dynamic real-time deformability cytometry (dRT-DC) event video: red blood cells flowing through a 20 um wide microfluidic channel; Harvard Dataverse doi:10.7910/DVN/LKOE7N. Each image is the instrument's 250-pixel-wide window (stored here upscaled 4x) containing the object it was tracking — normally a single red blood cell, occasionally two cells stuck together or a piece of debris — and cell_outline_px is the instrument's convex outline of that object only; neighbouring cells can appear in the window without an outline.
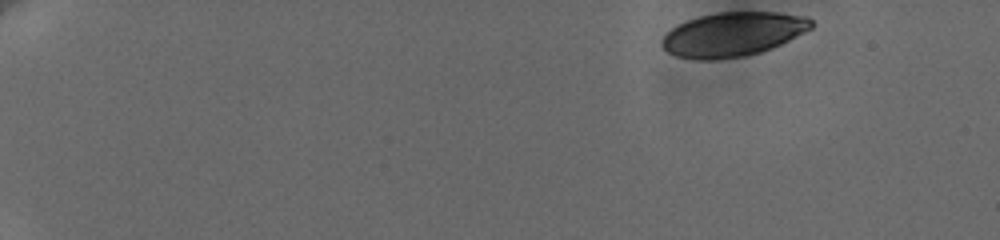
{"species": "human", "species_latin": "Homo sapiens", "temperature_condition": "cold", "stored_images_in_passage": 10, "camera_frame_rate_fps": 3000, "um_per_image_px": 0.085, "donor": {"sex": "female"}, "frame": {"image": 1, "passage_image": 1, "time_ms": 0.0, "image_size_px": [1000, 240], "cell_outline_px": [[812, 28], [772, 48], [760, 52], [744, 56], [716, 60], [700, 60], [676, 56], [668, 52], [660, 44], [660, 40], [672, 28], [688, 20], [700, 16], [716, 12], [776, 12], [804, 16], [812, 20]], "centroid_in_image_um": [62.27, 2.92], "position_along_channel_um": 22.7, "area_um2": 38.21}}
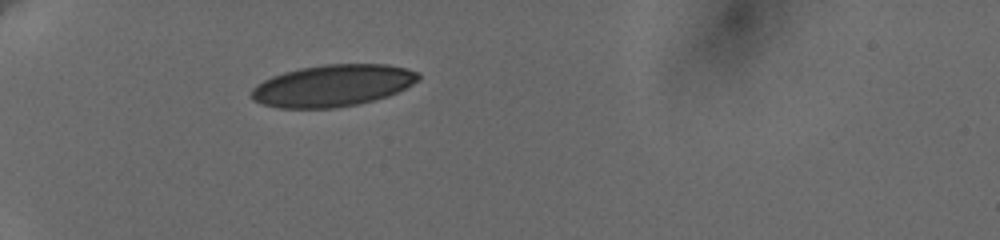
{"frame": {"image": 2, "passage_image": 7, "time_ms": 4.333, "image_size_px": [1000, 240], "cell_outline_px": [[420, 80], [388, 96], [356, 104], [332, 108], [280, 108], [260, 104], [252, 100], [252, 88], [256, 84], [272, 76], [284, 72], [300, 68], [324, 64], [388, 64], [408, 68], [420, 72]], "centroid_in_image_um": [28.28, 7.26], "position_along_channel_um": 56.7, "area_um2": 40.75}}
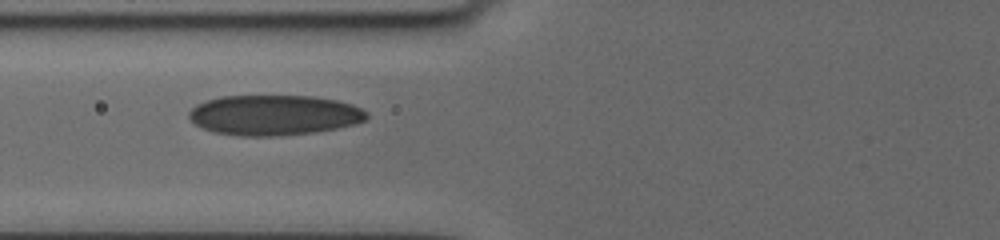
{"frame": {"image": 3, "passage_image": 9, "time_ms": 6.333, "image_size_px": [1000, 240], "cell_outline_px": [[368, 116], [364, 120], [352, 124], [336, 128], [312, 132], [272, 136], [244, 136], [216, 132], [200, 128], [188, 116], [188, 112], [196, 104], [220, 96], [312, 96], [336, 100], [352, 104], [368, 112]], "centroid_in_image_um": [23.27, 9.77], "position_along_channel_um": 102.5, "area_um2": 41.38}}